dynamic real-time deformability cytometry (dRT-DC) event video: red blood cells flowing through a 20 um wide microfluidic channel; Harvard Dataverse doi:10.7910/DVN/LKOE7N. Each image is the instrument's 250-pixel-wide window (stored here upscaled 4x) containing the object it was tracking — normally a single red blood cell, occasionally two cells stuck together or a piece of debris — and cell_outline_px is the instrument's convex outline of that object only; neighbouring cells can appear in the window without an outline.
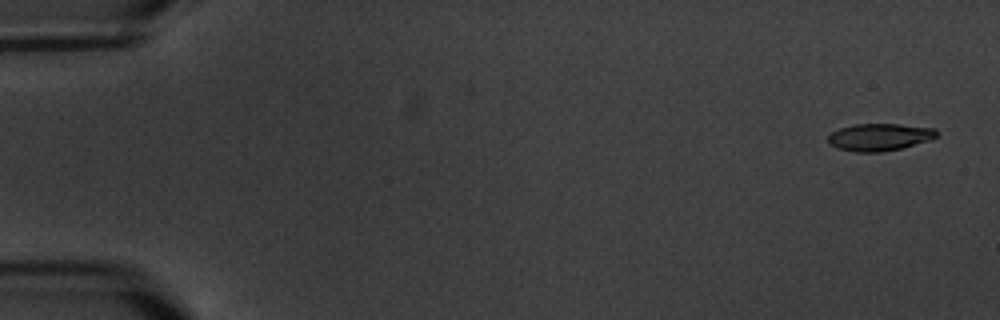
{"species": "common noctule bat (a hibernating species)", "species_latin": "Nyctalus noctula", "temperature_condition": "warm", "stored_images_in_passage": 8, "camera_frame_rate_fps": 3000, "um_per_image_px": 0.085, "animal": {"sex": "male", "body_mass_g": 20.1, "forearm_length_mm": 53.5}, "frame": {"image": 1, "passage_image": 1, "time_ms": 0.0, "image_size_px": [1000, 320], "cell_outline_px": [[940, 132], [932, 140], [900, 148], [880, 152], [856, 152], [836, 148], [828, 144], [828, 136], [832, 132], [840, 128], [852, 124], [900, 124], [936, 128]], "centroid_in_image_um": [74.77, 11.65], "position_along_channel_um": 10.2, "area_um2": 17.46}}
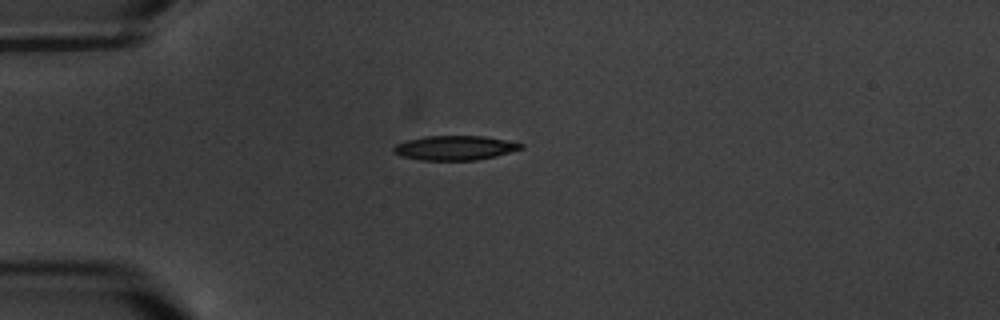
{"frame": {"image": 2, "passage_image": 5, "time_ms": 4.667, "image_size_px": [1000, 320], "cell_outline_px": [[524, 148], [496, 156], [476, 160], [420, 160], [400, 156], [392, 152], [392, 148], [396, 144], [408, 140], [424, 136], [484, 136], [524, 144]], "centroid_in_image_um": [38.63, 12.57], "position_along_channel_um": 46.4, "area_um2": 18.15}}
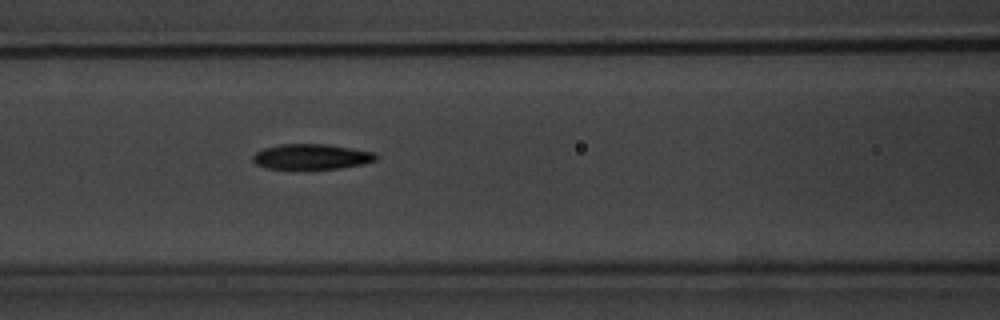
{"frame": {"image": 3, "passage_image": 8, "time_ms": 8.0, "image_size_px": [1000, 320], "cell_outline_px": [[376, 160], [360, 164], [340, 168], [304, 172], [268, 168], [256, 164], [252, 160], [252, 156], [256, 152], [264, 148], [280, 144], [328, 144], [372, 152], [376, 156]], "centroid_in_image_um": [26.39, 13.36], "position_along_channel_um": 140.2, "area_um2": 18.79}}